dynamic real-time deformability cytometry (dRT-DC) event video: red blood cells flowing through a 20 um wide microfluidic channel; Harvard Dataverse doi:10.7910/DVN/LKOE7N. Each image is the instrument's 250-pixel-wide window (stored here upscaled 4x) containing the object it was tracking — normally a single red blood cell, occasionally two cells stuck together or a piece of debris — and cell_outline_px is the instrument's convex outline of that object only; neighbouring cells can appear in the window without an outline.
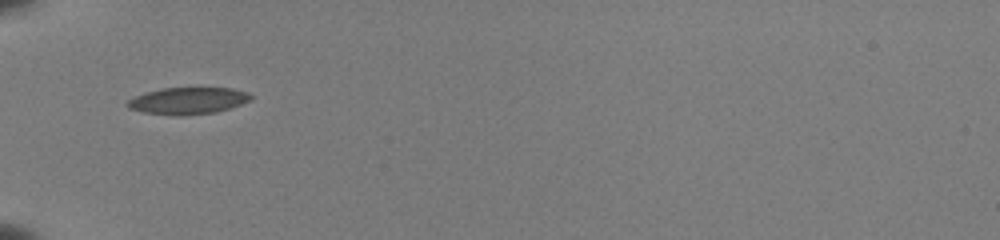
{"species": "common noctule bat (a hibernating species)", "species_latin": "Nyctalus noctula", "temperature_condition": "room temperature", "stored_images_in_passage": 34, "camera_frame_rate_fps": 3000, "um_per_image_px": 0.085, "animal": {"sex": "female", "body_mass_g": 22.0, "forearm_length_mm": 56.7}, "frame": {"image": 1, "passage_image": 1, "time_ms": 0.0, "image_size_px": [1000, 240], "cell_outline_px": [[252, 100], [216, 112], [180, 116], [176, 116], [144, 112], [128, 108], [124, 104], [128, 100], [136, 96], [148, 92], [164, 88], [232, 88], [248, 92], [252, 96]], "centroid_in_image_um": [15.98, 8.57], "position_along_channel_um": 69.0, "area_um2": 19.19}}
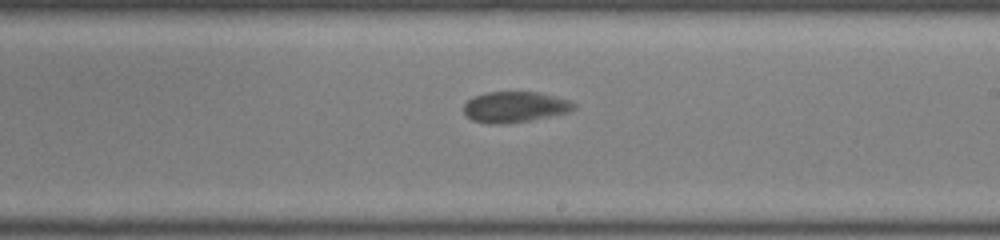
{"frame": {"image": 2, "passage_image": 15, "time_ms": 4.667, "image_size_px": [1000, 240], "cell_outline_px": [[576, 108], [568, 112], [528, 120], [504, 124], [488, 124], [472, 120], [464, 112], [464, 104], [468, 100], [476, 96], [488, 92], [540, 92], [568, 100], [576, 104]], "centroid_in_image_um": [43.75, 9.09], "position_along_channel_um": 245.2, "area_um2": 19.54}}
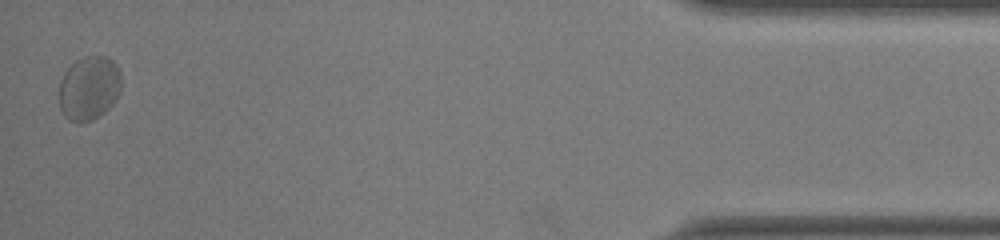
{"frame": {"image": 3, "passage_image": 34, "time_ms": 11.0, "image_size_px": [1000, 240], "cell_outline_px": [[120, 92], [112, 104], [104, 112], [92, 120], [80, 124], [76, 124], [68, 120], [64, 116], [60, 108], [60, 80], [64, 72], [76, 60], [84, 56], [108, 56], [116, 64], [120, 72]], "centroid_in_image_um": [7.56, 7.5], "position_along_channel_um": 427.6, "area_um2": 23.41}, "authors_computed_cell_mechanics": {"area_um2": 20.1433, "velocity_mm_per_s": 3.8864, "shape_relaxation_time_tau1_ms": 2.7091, "shape_relaxation_time_tau2_ms": 0.9703, "deformation_change_tau1": 0.0981, "deformation_change_tau2": 0.0521}}